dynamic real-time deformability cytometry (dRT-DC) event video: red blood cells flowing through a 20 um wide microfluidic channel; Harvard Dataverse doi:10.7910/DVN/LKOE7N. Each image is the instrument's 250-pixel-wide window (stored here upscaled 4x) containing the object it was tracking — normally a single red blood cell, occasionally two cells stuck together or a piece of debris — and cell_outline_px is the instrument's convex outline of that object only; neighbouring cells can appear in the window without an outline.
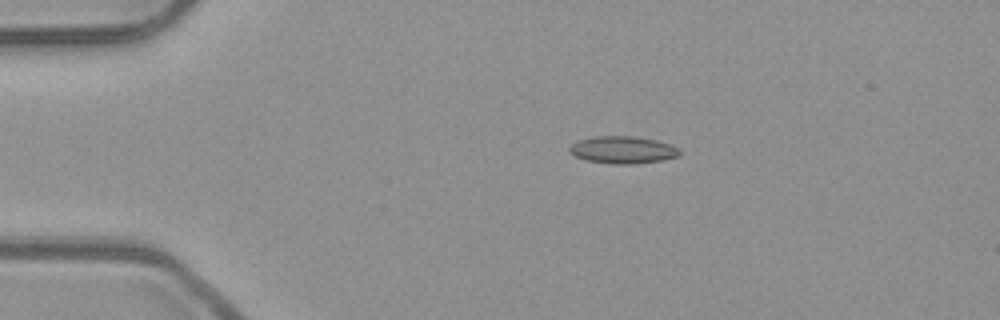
{"species": "common noctule bat (a hibernating species)", "species_latin": "Nyctalus noctula", "temperature_condition": "room temperature", "stored_images_in_passage": 43, "camera_frame_rate_fps": 3000, "um_per_image_px": 0.085, "animal": {"sex": "male", "body_mass_g": 23.1, "forearm_length_mm": 52.7}, "frame": {"image": 1, "passage_image": 1, "time_ms": 0.0, "image_size_px": [1000, 320], "cell_outline_px": [[680, 156], [664, 160], [636, 164], [612, 164], [584, 160], [568, 152], [568, 148], [576, 140], [592, 136], [636, 136], [656, 140], [680, 148]], "centroid_in_image_um": [52.92, 12.74], "position_along_channel_um": 32.1, "area_um2": 17.86}}
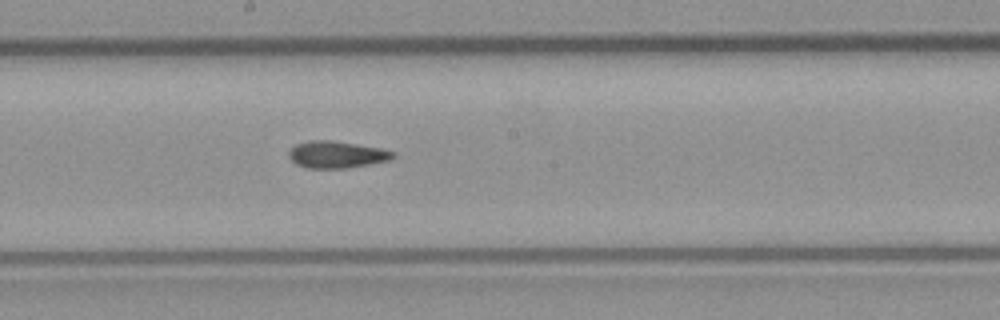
{"frame": {"image": 2, "passage_image": 19, "time_ms": 6.0, "image_size_px": [1000, 320], "cell_outline_px": [[396, 156], [388, 160], [368, 164], [344, 168], [308, 168], [296, 164], [288, 156], [288, 152], [296, 144], [308, 140], [332, 140], [380, 148], [396, 152]], "centroid_in_image_um": [28.6, 13.13], "position_along_channel_um": 219.6, "area_um2": 16.24}}
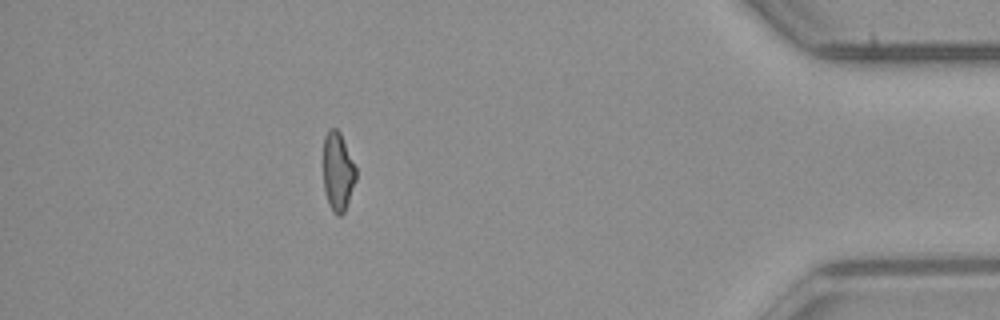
{"frame": {"image": 3, "passage_image": 37, "time_ms": 12.0, "image_size_px": [1000, 320], "cell_outline_px": [[356, 180], [344, 212], [340, 216], [336, 216], [332, 212], [328, 204], [324, 192], [324, 136], [328, 128], [336, 128], [340, 132], [356, 168]], "centroid_in_image_um": [28.71, 14.61], "position_along_channel_um": 406.5, "area_um2": 15.03}, "authors_computed_cell_mechanics": {"area_um2": 16.0684, "velocity_mm_per_s": 3.9699, "shape_relaxation_time_tau1_ms": null, "shape_relaxation_time_tau2_ms": 4.4605, "deformation_change_tau1": null, "deformation_change_tau2": 0.139}}